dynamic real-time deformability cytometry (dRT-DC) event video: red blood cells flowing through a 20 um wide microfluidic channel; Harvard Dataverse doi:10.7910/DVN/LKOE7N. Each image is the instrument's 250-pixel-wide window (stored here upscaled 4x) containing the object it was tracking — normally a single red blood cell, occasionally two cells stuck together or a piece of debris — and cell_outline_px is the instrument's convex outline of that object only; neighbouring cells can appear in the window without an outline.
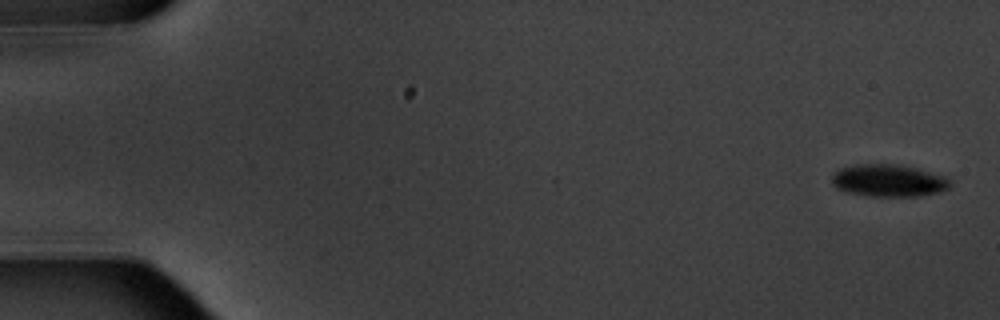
{"species": "common noctule bat (a hibernating species)", "species_latin": "Nyctalus noctula", "temperature_condition": "warm", "stored_images_in_passage": 5, "camera_frame_rate_fps": 3000, "um_per_image_px": 0.085, "animal": {"sex": "male", "body_mass_g": 20.1, "forearm_length_mm": 53.5}, "frame": {"image": 1, "passage_image": 1, "time_ms": 0.0, "image_size_px": [1000, 320], "cell_outline_px": [[952, 184], [948, 188], [936, 192], [920, 196], [868, 196], [848, 192], [836, 188], [832, 184], [832, 176], [840, 168], [864, 164], [896, 164], [916, 168], [944, 176], [952, 180]], "centroid_in_image_um": [75.54, 15.35], "position_along_channel_um": 9.5, "area_um2": 22.08}}